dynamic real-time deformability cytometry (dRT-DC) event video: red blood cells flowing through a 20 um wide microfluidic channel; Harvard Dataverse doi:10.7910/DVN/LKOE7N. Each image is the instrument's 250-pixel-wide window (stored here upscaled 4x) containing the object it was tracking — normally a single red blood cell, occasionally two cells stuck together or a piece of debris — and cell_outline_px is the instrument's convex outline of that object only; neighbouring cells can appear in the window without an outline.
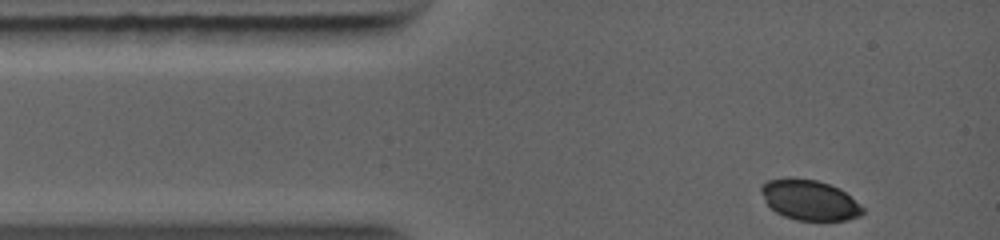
{"species": "common noctule bat (a hibernating species)", "species_latin": "Nyctalus noctula", "temperature_condition": "warm", "stored_images_in_passage": 23, "camera_frame_rate_fps": 5000, "um_per_image_px": 0.085, "animal": {"sex": "female", "body_mass_g": 19.0, "forearm_length_mm": 56.7}, "frame": {"image": 1, "passage_image": 1, "time_ms": 0.0, "image_size_px": [1000, 240], "cell_outline_px": [[864, 212], [860, 216], [848, 220], [796, 220], [784, 216], [776, 212], [764, 200], [760, 192], [760, 188], [768, 180], [788, 176], [792, 176], [816, 180], [840, 188], [860, 204], [864, 208]], "centroid_in_image_um": [68.8, 16.98], "position_along_channel_um": 16.2, "area_um2": 24.04}}
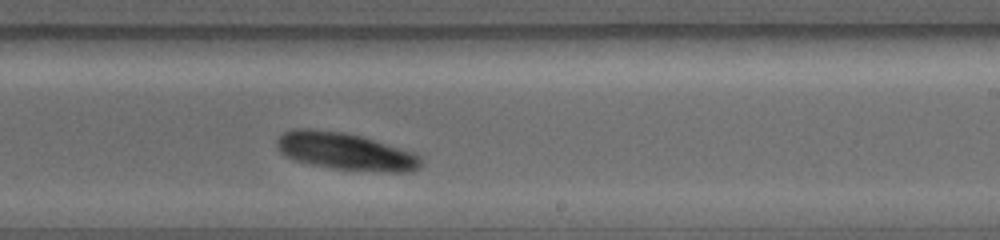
{"frame": {"image": 2, "passage_image": 14, "time_ms": 6.0, "image_size_px": [1000, 240], "cell_outline_px": [[424, 164], [408, 172], [388, 172], [332, 168], [312, 164], [296, 160], [284, 156], [280, 152], [276, 144], [276, 140], [284, 132], [292, 128], [308, 128], [344, 132], [360, 136], [412, 152], [420, 156], [424, 160]], "centroid_in_image_um": [29.34, 12.86], "position_along_channel_um": 259.7, "area_um2": 31.15}}
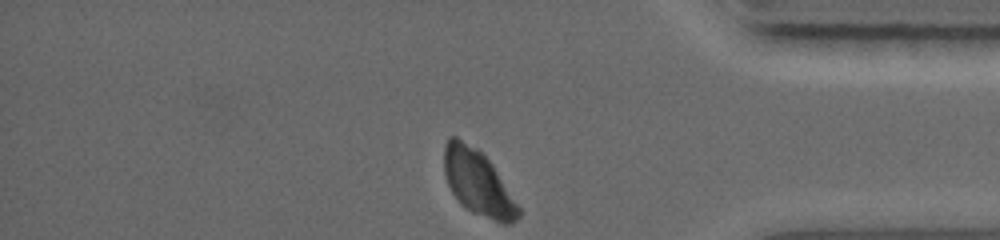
{"frame": {"image": 3, "passage_image": 23, "time_ms": 9.2, "image_size_px": [1000, 240], "cell_outline_px": [[520, 216], [512, 224], [504, 224], [472, 212], [452, 192], [448, 184], [444, 172], [444, 144], [448, 136], [456, 136], [476, 148], [492, 164], [520, 208]], "centroid_in_image_um": [40.62, 15.52], "position_along_channel_um": 394.6, "area_um2": 27.74}}